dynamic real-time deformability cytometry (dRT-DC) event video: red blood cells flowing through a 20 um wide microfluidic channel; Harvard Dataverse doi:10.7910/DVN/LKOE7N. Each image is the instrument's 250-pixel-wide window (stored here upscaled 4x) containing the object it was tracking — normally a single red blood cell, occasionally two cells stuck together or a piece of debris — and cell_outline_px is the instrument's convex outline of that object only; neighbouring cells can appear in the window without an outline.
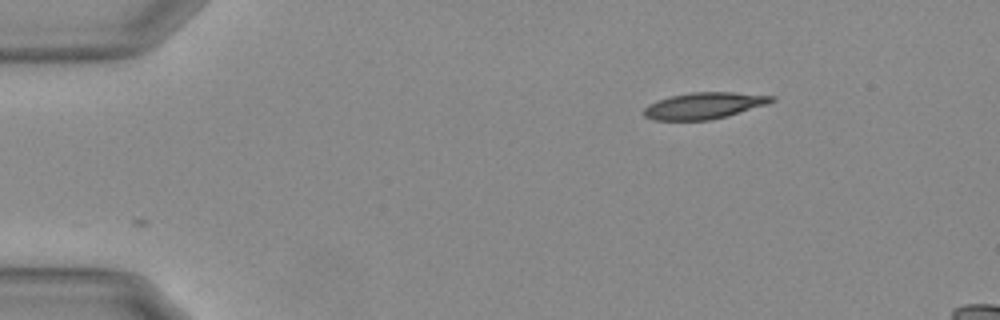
{"species": "Egyptian fruit bat (a non-hibernating species)", "species_latin": "Rousettus aegyptiacus", "temperature_condition": "warm", "stored_images_in_passage": 10, "camera_frame_rate_fps": 3000, "um_per_image_px": 0.085, "animal": {"sex": "female"}, "frame": {"image": 1, "passage_image": 1, "time_ms": 0.0, "image_size_px": [1000, 320], "cell_outline_px": [[776, 100], [768, 104], [728, 116], [708, 120], [652, 120], [644, 116], [644, 108], [648, 104], [656, 100], [672, 96], [692, 92], [732, 92], [776, 96]], "centroid_in_image_um": [59.86, 8.98], "position_along_channel_um": 25.1, "area_um2": 19.77}}